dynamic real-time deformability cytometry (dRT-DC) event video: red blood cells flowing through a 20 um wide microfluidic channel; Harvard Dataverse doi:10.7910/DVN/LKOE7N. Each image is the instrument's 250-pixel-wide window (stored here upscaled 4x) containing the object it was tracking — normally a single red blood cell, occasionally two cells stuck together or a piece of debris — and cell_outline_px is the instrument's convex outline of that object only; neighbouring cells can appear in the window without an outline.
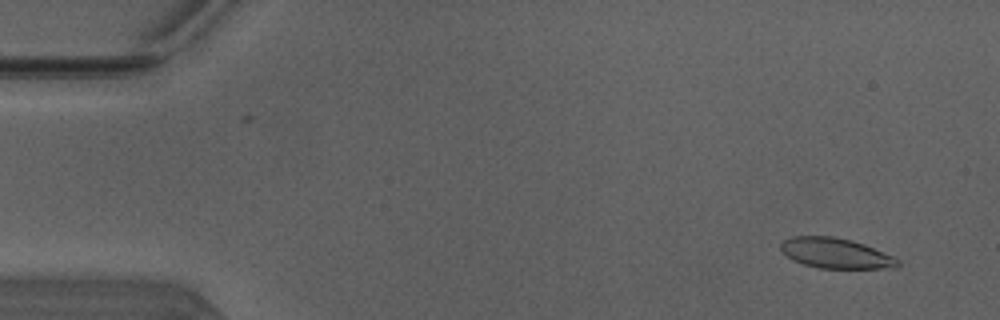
{"species": "Egyptian fruit bat (a non-hibernating species)", "species_latin": "Rousettus aegyptiacus", "temperature_condition": "warm", "stored_images_in_passage": 49, "camera_frame_rate_fps": 3000, "um_per_image_px": 0.085, "animal": {"sex": "male"}, "frame": {"image": 1, "passage_image": 3, "time_ms": 0.667, "image_size_px": [1000, 320], "cell_outline_px": [[900, 264], [896, 268], [816, 268], [792, 260], [780, 248], [780, 244], [784, 240], [792, 236], [832, 236], [852, 240], [864, 244], [892, 256], [900, 260]], "centroid_in_image_um": [71.03, 21.52], "position_along_channel_um": 14.0, "area_um2": 20.58}}
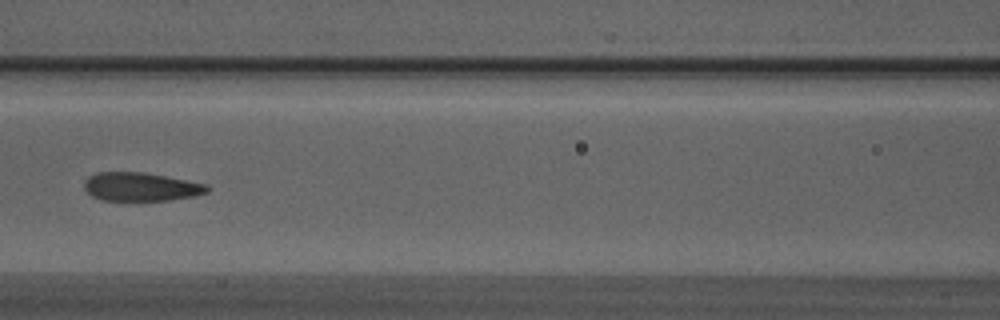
{"frame": {"image": 2, "passage_image": 22, "time_ms": 7.0, "image_size_px": [1000, 320], "cell_outline_px": [[212, 188], [208, 192], [196, 196], [168, 200], [100, 200], [92, 196], [84, 188], [84, 180], [88, 176], [96, 172], [144, 172], [208, 184]], "centroid_in_image_um": [11.99, 15.87], "position_along_channel_um": 154.6, "area_um2": 20.63}}
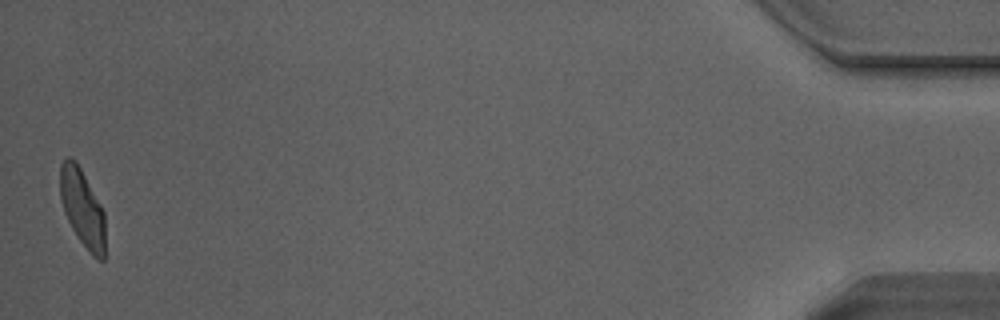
{"frame": {"image": 3, "passage_image": 49, "time_ms": 16.0, "image_size_px": [1000, 320], "cell_outline_px": [[104, 260], [100, 260], [92, 256], [80, 240], [72, 228], [64, 212], [60, 196], [60, 164], [68, 156], [76, 160], [100, 204], [104, 212]], "centroid_in_image_um": [6.99, 17.66], "position_along_channel_um": 428.2, "area_um2": 20.11}, "authors_computed_cell_mechanics": {"area_um2": 21.3282, "velocity_mm_per_s": 4.1094, "shape_relaxation_time_tau1_ms": 4.8924, "shape_relaxation_time_tau2_ms": 1.1302, "deformation_change_tau1": 0.1802, "deformation_change_tau2": 0.0702}}